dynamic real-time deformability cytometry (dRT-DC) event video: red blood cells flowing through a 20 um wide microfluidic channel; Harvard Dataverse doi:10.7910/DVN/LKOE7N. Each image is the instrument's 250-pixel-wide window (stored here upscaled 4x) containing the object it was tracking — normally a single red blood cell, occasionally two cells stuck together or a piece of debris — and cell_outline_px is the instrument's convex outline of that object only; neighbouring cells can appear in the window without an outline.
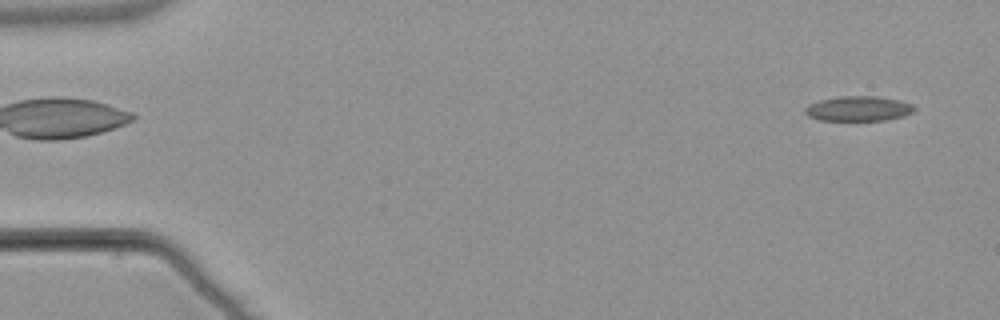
{"species": "common noctule bat (a hibernating species)", "species_latin": "Nyctalus noctula", "temperature_condition": "warm", "stored_images_in_passage": 55, "camera_frame_rate_fps": 3000, "um_per_image_px": 0.085, "animal": {"sex": "male", "body_mass_g": 21.5, "forearm_length_mm": 52.0}, "frame": {"image": 1, "passage_image": 3, "time_ms": 0.667, "image_size_px": [1000, 320], "cell_outline_px": [[916, 108], [912, 112], [904, 116], [884, 120], [820, 120], [808, 116], [804, 112], [804, 108], [808, 104], [820, 100], [840, 96], [876, 96], [900, 100], [912, 104]], "centroid_in_image_um": [72.96, 9.23], "position_along_channel_um": 12.0, "area_um2": 15.9}}
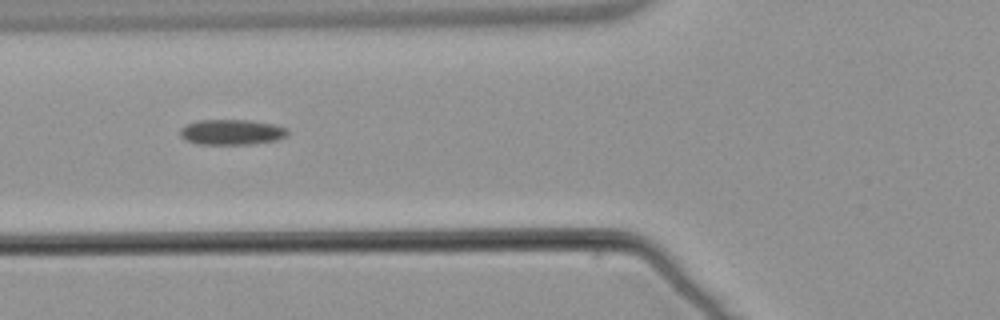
{"frame": {"image": 2, "passage_image": 21, "time_ms": 6.667, "image_size_px": [1000, 320], "cell_outline_px": [[288, 136], [276, 140], [252, 144], [200, 144], [184, 140], [180, 136], [180, 128], [184, 124], [196, 120], [252, 120], [272, 124], [288, 128]], "centroid_in_image_um": [19.67, 11.22], "position_along_channel_um": 106.1, "area_um2": 16.13}}
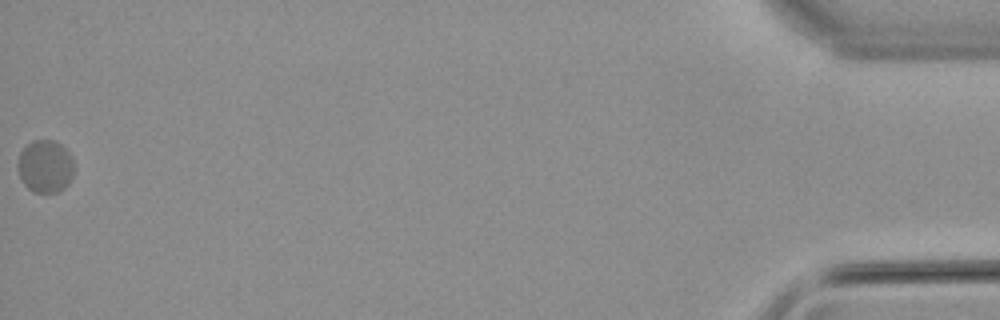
{"frame": {"image": 3, "passage_image": 55, "time_ms": 18.0, "image_size_px": [1000, 320], "cell_outline_px": [[72, 176], [68, 184], [64, 188], [56, 192], [36, 192], [28, 188], [24, 184], [16, 168], [16, 164], [20, 152], [32, 140], [56, 140], [72, 156]], "centroid_in_image_um": [3.82, 14.12], "position_along_channel_um": 431.4, "area_um2": 17.22}}